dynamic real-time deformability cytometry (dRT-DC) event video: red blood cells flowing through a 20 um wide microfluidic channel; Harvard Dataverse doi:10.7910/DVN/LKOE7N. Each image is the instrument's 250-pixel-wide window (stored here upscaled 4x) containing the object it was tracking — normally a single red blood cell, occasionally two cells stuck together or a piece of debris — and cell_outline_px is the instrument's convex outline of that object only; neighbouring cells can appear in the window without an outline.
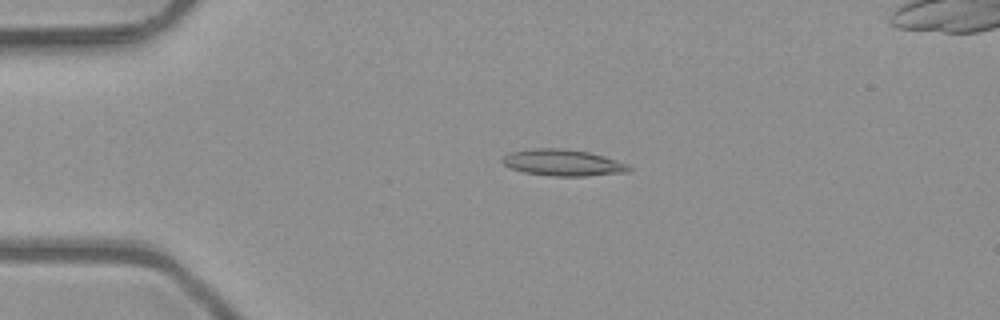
{"species": "common noctule bat (a hibernating species)", "species_latin": "Nyctalus noctula", "temperature_condition": "room temperature", "stored_images_in_passage": 50, "segment_of_instrument_passage": [1, 2], "camera_frame_rate_fps": 3000, "um_per_image_px": 0.085, "animal": {"sex": "male", "body_mass_g": 23.1, "forearm_length_mm": 52.7}, "frame": {"image": 1, "passage_image": 10, "time_ms": 3.0, "image_size_px": [1000, 320], "cell_outline_px": [[632, 168], [628, 172], [588, 176], [552, 176], [524, 172], [512, 168], [504, 164], [500, 160], [504, 156], [512, 152], [532, 148], [564, 148], [588, 152], [604, 156], [628, 164]], "centroid_in_image_um": [47.87, 13.83], "position_along_channel_um": 37.1, "area_um2": 19.48}}
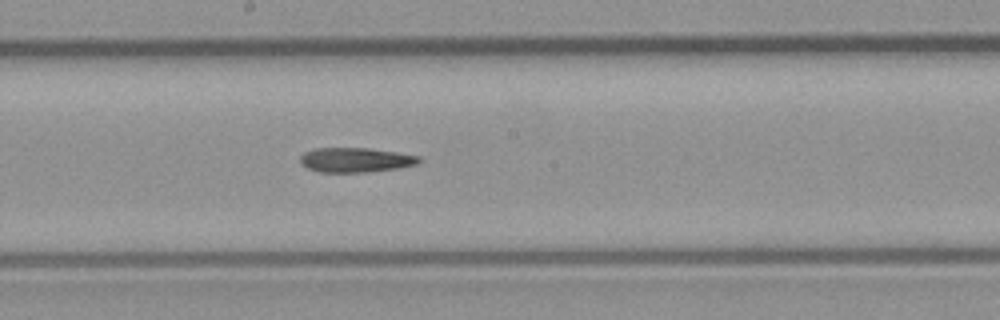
{"frame": {"image": 2, "passage_image": 26, "time_ms": 8.333, "image_size_px": [1000, 320], "cell_outline_px": [[420, 160], [416, 164], [396, 168], [368, 172], [320, 172], [308, 168], [300, 164], [300, 156], [304, 152], [312, 148], [368, 148], [396, 152], [420, 156]], "centroid_in_image_um": [30.17, 13.59], "position_along_channel_um": 218.0, "area_um2": 16.99}}
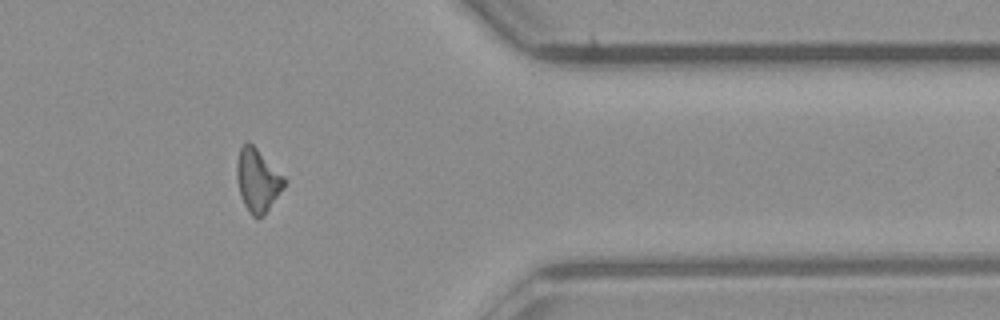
{"frame": {"image": 3, "passage_image": 40, "time_ms": 13.0, "image_size_px": [1000, 320], "cell_outline_px": [[288, 180], [284, 188], [264, 216], [256, 220], [248, 212], [240, 196], [236, 180], [236, 164], [240, 148], [248, 140]], "centroid_in_image_um": [21.9, 15.37], "position_along_channel_um": 389.5, "area_um2": 17.74}}